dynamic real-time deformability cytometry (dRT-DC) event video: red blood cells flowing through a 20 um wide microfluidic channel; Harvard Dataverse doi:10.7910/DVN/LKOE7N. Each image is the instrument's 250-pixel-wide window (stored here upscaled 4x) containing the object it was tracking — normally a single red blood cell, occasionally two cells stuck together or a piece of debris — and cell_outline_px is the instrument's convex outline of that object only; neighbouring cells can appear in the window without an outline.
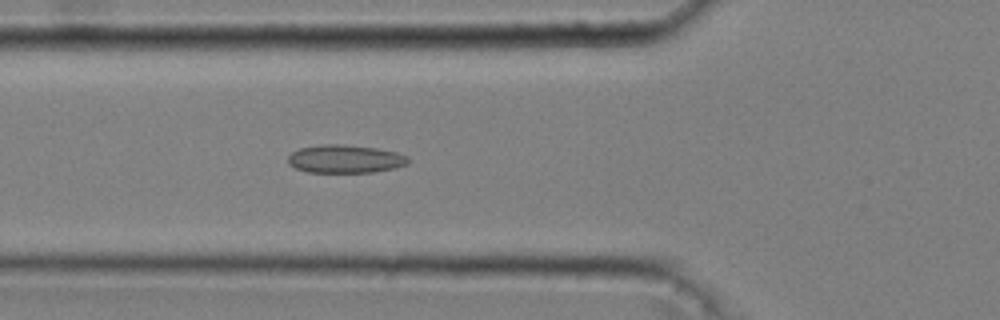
{"species": "common noctule bat (a hibernating species)", "species_latin": "Nyctalus noctula", "temperature_condition": "cold", "stored_images_in_passage": 33, "camera_frame_rate_fps": 3000, "um_per_image_px": 0.085, "animal": {"sex": "male", "body_mass_g": 20.4}, "frame": {"image": 1, "passage_image": 4, "time_ms": 1.0, "image_size_px": [1000, 320], "cell_outline_px": [[408, 164], [392, 168], [372, 172], [308, 172], [296, 168], [288, 164], [288, 156], [292, 152], [300, 148], [324, 144], [344, 144], [376, 148], [396, 152], [408, 156]], "centroid_in_image_um": [29.32, 13.5], "position_along_channel_um": 96.5, "area_um2": 19.59}}
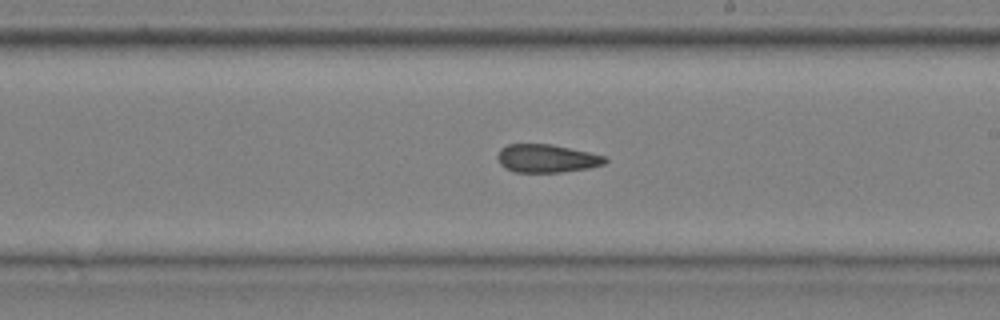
{"frame": {"image": 2, "passage_image": 16, "time_ms": 5.0, "image_size_px": [1000, 320], "cell_outline_px": [[608, 160], [604, 164], [588, 168], [560, 172], [516, 172], [504, 168], [500, 164], [496, 156], [500, 148], [508, 144], [552, 144], [588, 152], [604, 156]], "centroid_in_image_um": [46.43, 13.46], "position_along_channel_um": 242.6, "area_um2": 17.63}}
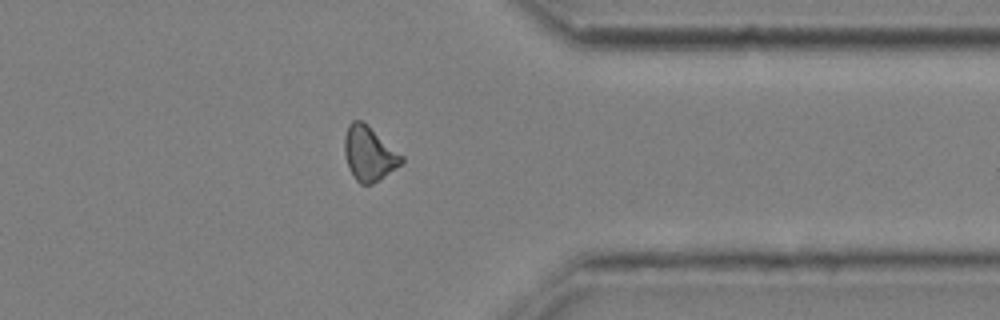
{"frame": {"image": 3, "passage_image": 28, "time_ms": 9.0, "image_size_px": [1000, 320], "cell_outline_px": [[404, 160], [400, 164], [372, 184], [360, 184], [356, 180], [348, 168], [344, 152], [344, 136], [348, 124], [352, 120], [360, 120], [368, 124], [404, 156]], "centroid_in_image_um": [31.35, 13.02], "position_along_channel_um": 380.1, "area_um2": 18.09}, "authors_computed_cell_mechanics": {"area_um2": 18.0336, "velocity_mm_per_s": 3.6449, "shape_relaxation_time_tau1_ms": null, "shape_relaxation_time_tau2_ms": 4.7174, "deformation_change_tau1": null, "deformation_change_tau2": 0.1189}}